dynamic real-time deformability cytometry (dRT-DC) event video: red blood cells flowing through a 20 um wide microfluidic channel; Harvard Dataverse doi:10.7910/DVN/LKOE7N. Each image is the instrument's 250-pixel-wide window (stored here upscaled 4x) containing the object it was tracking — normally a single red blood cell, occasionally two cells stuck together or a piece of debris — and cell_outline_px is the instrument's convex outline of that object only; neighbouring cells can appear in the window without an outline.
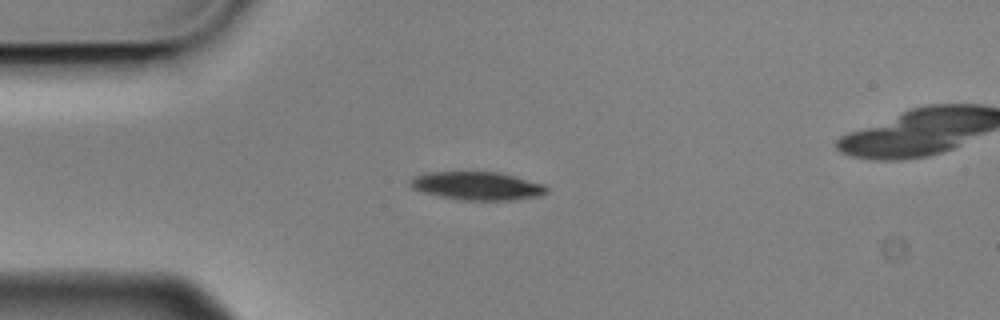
{"species": "Egyptian fruit bat (a non-hibernating species)", "species_latin": "Rousettus aegyptiacus", "temperature_condition": "cold", "stored_images_in_passage": 5, "camera_frame_rate_fps": 3000, "um_per_image_px": 0.085, "animal": {"sex": "male"}, "frame": {"image": 1, "passage_image": 4, "time_ms": 1.0, "image_size_px": [1000, 320], "cell_outline_px": [[548, 192], [540, 196], [516, 200], [460, 200], [420, 192], [412, 188], [408, 184], [408, 180], [412, 176], [424, 172], [496, 172], [516, 176], [544, 184], [548, 188]], "centroid_in_image_um": [40.52, 15.8], "position_along_channel_um": 44.5, "area_um2": 22.83}}